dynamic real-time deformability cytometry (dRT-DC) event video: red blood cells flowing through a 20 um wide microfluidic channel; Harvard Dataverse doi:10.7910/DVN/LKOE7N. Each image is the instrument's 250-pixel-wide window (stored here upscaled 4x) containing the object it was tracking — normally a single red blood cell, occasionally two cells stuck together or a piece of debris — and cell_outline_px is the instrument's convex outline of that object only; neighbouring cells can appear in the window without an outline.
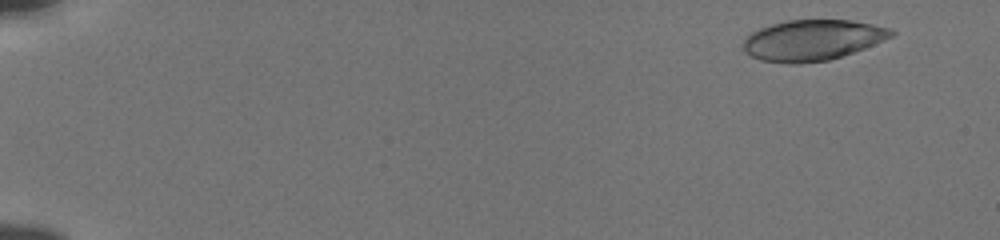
{"species": "human", "species_latin": "Homo sapiens", "temperature_condition": "cold", "stored_images_in_passage": 55, "camera_frame_rate_fps": 3000, "um_per_image_px": 0.085, "donor": {"sex": "male"}, "frame": {"image": 1, "passage_image": 4, "time_ms": 1.0, "image_size_px": [1000, 240], "cell_outline_px": [[896, 32], [892, 36], [884, 40], [864, 48], [828, 60], [796, 64], [788, 64], [760, 60], [752, 56], [744, 48], [744, 40], [752, 32], [760, 28], [772, 24], [788, 20], [852, 20], [892, 28]], "centroid_in_image_um": [69.08, 3.41], "position_along_channel_um": 15.9, "area_um2": 34.85}}
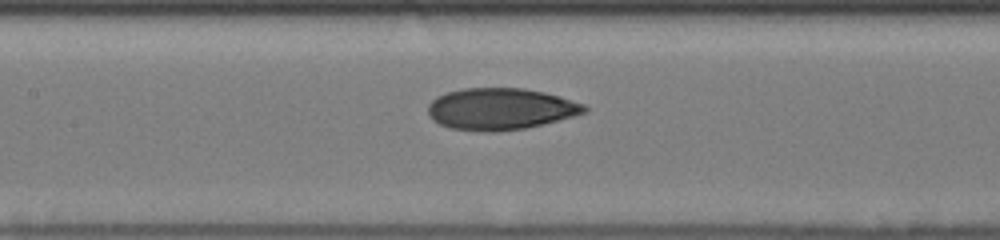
{"frame": {"image": 2, "passage_image": 28, "time_ms": 9.0, "image_size_px": [1000, 240], "cell_outline_px": [[588, 112], [524, 128], [496, 132], [484, 132], [448, 128], [432, 120], [428, 112], [428, 104], [436, 96], [448, 92], [464, 88], [524, 88], [544, 92], [560, 96], [584, 104], [588, 108]], "centroid_in_image_um": [42.51, 9.26], "position_along_channel_um": 164.9, "area_um2": 37.97}}
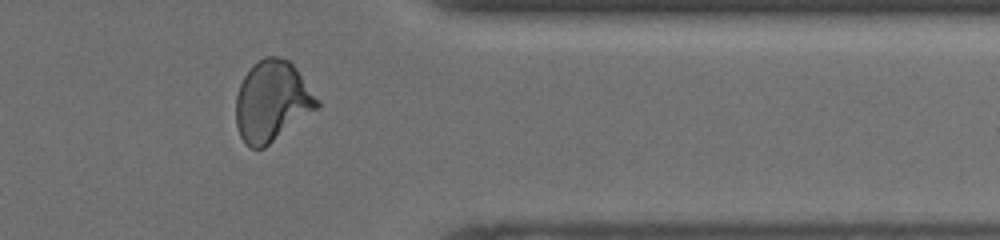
{"frame": {"image": 3, "passage_image": 46, "time_ms": 15.0, "image_size_px": [1000, 240], "cell_outline_px": [[320, 108], [264, 148], [252, 148], [240, 136], [236, 124], [236, 96], [240, 84], [244, 76], [264, 56], [276, 56], [288, 60], [296, 68], [320, 100]], "centroid_in_image_um": [23.16, 8.62], "position_along_channel_um": 388.2, "area_um2": 38.09}, "authors_computed_cell_mechanics": {"area_um2": 37.1076, "velocity_mm_per_s": 3.8399, "shape_relaxation_time_tau1_ms": 10.105, "shape_relaxation_time_tau2_ms": 1.4955, "deformation_change_tau1": 0.2391, "deformation_change_tau2": 0.0706}}